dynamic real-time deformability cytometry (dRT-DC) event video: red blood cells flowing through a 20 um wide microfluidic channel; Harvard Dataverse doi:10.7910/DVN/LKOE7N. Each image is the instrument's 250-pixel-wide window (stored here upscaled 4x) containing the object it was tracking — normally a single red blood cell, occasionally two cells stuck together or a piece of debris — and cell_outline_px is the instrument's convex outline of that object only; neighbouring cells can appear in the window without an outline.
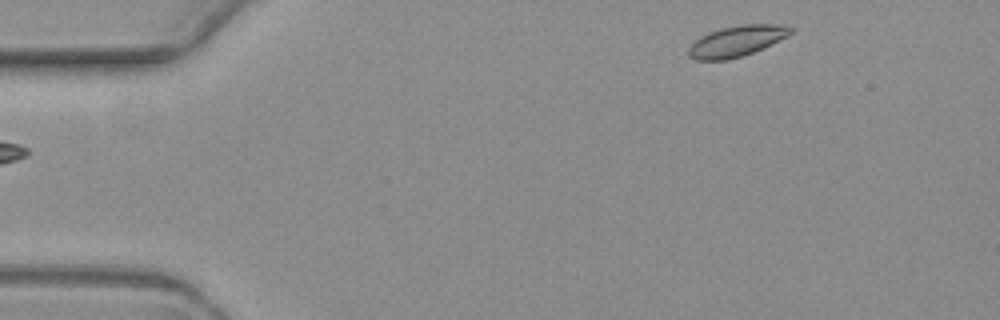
{"species": "common noctule bat (a hibernating species)", "species_latin": "Nyctalus noctula", "temperature_condition": "warm", "stored_images_in_passage": 6, "segment_of_instrument_passage": [2, 2], "camera_frame_rate_fps": 3000, "um_per_image_px": 0.085, "animal": {"sex": "female", "body_mass_g": 19.3, "forearm_length_mm": 54.1}, "frame": {"image": 1, "passage_image": 6, "time_ms": 6.667, "image_size_px": [1000, 320], "cell_outline_px": [[792, 32], [752, 52], [728, 60], [696, 60], [688, 56], [688, 48], [700, 36], [708, 32], [720, 28], [740, 24], [784, 24], [792, 28]], "centroid_in_image_um": [62.54, 3.48], "position_along_channel_um": 22.5, "area_um2": 17.98}}